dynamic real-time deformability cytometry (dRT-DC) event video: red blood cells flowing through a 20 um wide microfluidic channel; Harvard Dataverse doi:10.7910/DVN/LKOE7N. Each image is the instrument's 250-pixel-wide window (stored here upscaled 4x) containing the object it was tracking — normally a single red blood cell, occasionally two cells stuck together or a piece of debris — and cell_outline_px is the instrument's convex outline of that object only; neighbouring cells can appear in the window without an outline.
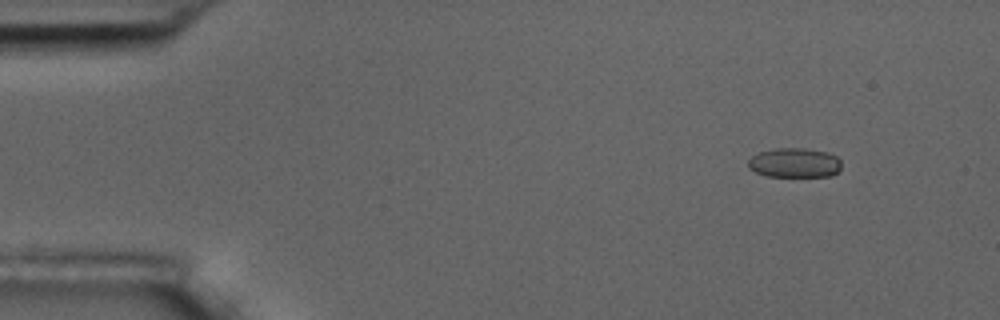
{"species": "common noctule bat (a hibernating species)", "species_latin": "Nyctalus noctula", "temperature_condition": "room temperature", "stored_images_in_passage": 5, "camera_frame_rate_fps": 3000, "um_per_image_px": 0.085, "animal": {"sex": "male", "body_mass_g": 17.5, "forearm_length_mm": 52.3}, "frame": {"image": 1, "passage_image": 2, "time_ms": 1.333, "image_size_px": [1000, 320], "cell_outline_px": [[840, 172], [832, 176], [768, 176], [756, 172], [748, 168], [748, 160], [752, 156], [760, 152], [776, 148], [804, 148], [828, 152], [836, 156], [840, 160]], "centroid_in_image_um": [67.56, 13.84], "position_along_channel_um": 17.4, "area_um2": 16.13}}
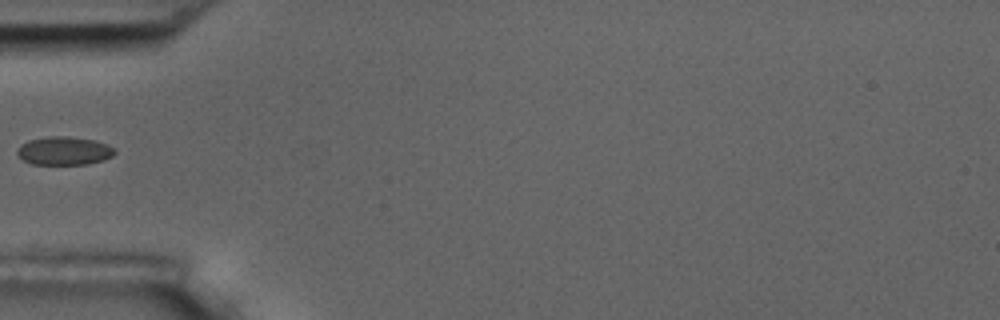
{"frame": {"image": 2, "passage_image": 5, "time_ms": 5.667, "image_size_px": [1000, 320], "cell_outline_px": [[116, 152], [112, 156], [104, 160], [88, 164], [32, 164], [24, 160], [16, 152], [20, 144], [28, 140], [48, 136], [68, 136], [96, 140], [108, 144], [116, 148]], "centroid_in_image_um": [5.49, 12.81], "position_along_channel_um": 79.5, "area_um2": 16.3}}